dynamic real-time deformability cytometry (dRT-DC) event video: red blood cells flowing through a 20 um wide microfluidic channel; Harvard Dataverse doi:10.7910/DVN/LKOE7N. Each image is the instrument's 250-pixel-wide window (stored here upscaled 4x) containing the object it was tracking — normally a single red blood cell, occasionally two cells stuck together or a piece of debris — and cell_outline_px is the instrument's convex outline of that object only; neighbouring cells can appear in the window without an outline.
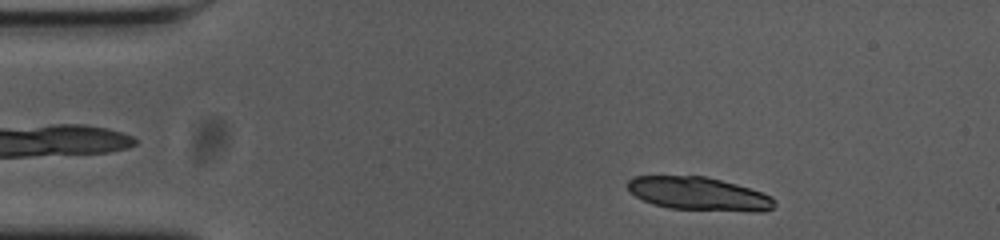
{"species": "common noctule bat (a hibernating species)", "species_latin": "Nyctalus noctula", "temperature_condition": "cold", "stored_images_in_passage": 50, "segment_of_instrument_passage": [1, 2], "camera_frame_rate_fps": 3000, "um_per_image_px": 0.085, "animal": {"sex": "female", "body_mass_g": 23.0, "forearm_length_mm": 53.4}, "frame": {"image": 1, "passage_image": 4, "time_ms": 1.0, "image_size_px": [1000, 240], "cell_outline_px": [[776, 204], [772, 208], [764, 212], [756, 212], [668, 208], [652, 204], [636, 196], [628, 188], [628, 180], [632, 176], [704, 176], [736, 184], [772, 196], [776, 200]], "centroid_in_image_um": [59.42, 16.48], "position_along_channel_um": 25.6, "area_um2": 28.44}}